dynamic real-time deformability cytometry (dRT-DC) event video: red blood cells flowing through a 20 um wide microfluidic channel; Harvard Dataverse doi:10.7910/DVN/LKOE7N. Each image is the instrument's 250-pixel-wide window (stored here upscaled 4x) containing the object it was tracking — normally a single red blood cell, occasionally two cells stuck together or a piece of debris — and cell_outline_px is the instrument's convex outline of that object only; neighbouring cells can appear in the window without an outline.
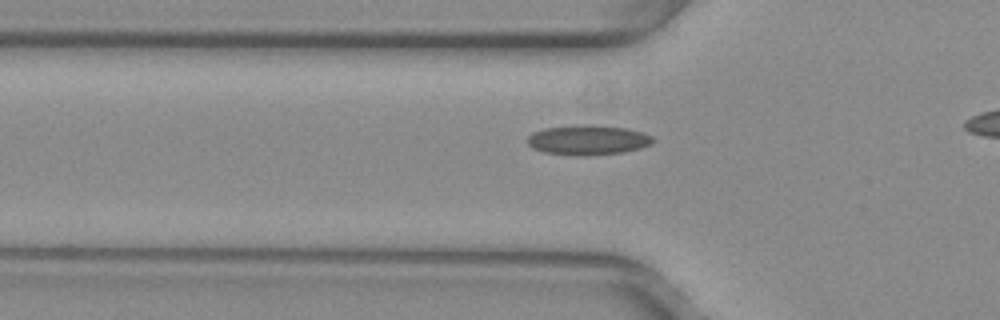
{"species": "common noctule bat (a hibernating species)", "species_latin": "Nyctalus noctula", "temperature_condition": "warm", "stored_images_in_passage": 38, "camera_frame_rate_fps": 3000, "um_per_image_px": 0.085, "animal": {"sex": "female", "body_mass_g": 29.2, "forearm_length_mm": 56.3}, "frame": {"image": 1, "passage_image": 13, "time_ms": 4.0, "image_size_px": [1000, 320], "cell_outline_px": [[656, 140], [652, 144], [640, 148], [624, 152], [544, 152], [532, 148], [528, 144], [528, 136], [532, 132], [544, 128], [580, 124], [592, 124], [624, 128], [644, 132], [652, 136]], "centroid_in_image_um": [50.01, 11.82], "position_along_channel_um": 75.8, "area_um2": 20.87}}
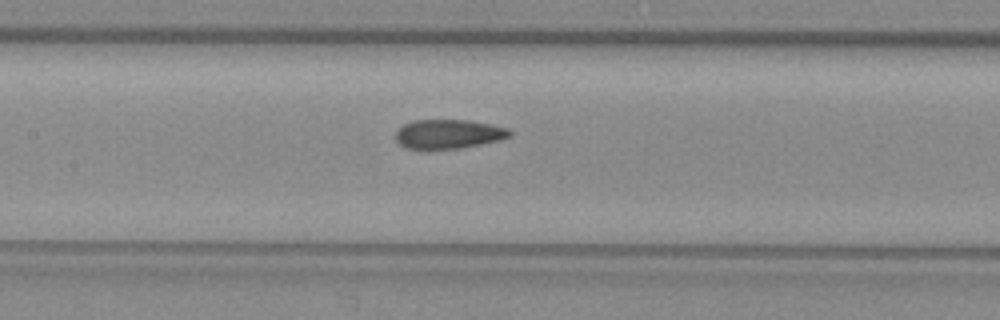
{"frame": {"image": 2, "passage_image": 20, "time_ms": 6.333, "image_size_px": [1000, 320], "cell_outline_px": [[512, 136], [500, 140], [460, 148], [404, 148], [396, 140], [396, 132], [404, 124], [412, 120], [472, 120], [508, 128], [512, 132]], "centroid_in_image_um": [38.15, 11.38], "position_along_channel_um": 169.2, "area_um2": 19.31}}
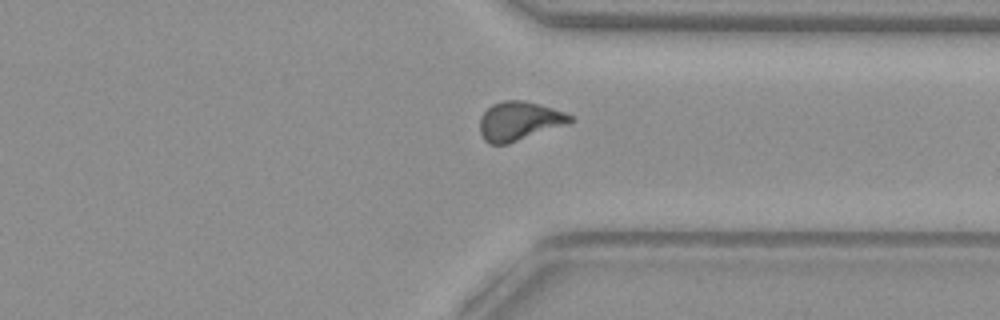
{"frame": {"image": 3, "passage_image": 35, "time_ms": 11.333, "image_size_px": [1000, 320], "cell_outline_px": [[576, 120], [508, 144], [488, 144], [484, 140], [480, 132], [480, 116], [492, 104], [504, 100], [524, 100], [540, 104], [576, 116]], "centroid_in_image_um": [44.12, 10.28], "position_along_channel_um": 367.3, "area_um2": 20.46}}